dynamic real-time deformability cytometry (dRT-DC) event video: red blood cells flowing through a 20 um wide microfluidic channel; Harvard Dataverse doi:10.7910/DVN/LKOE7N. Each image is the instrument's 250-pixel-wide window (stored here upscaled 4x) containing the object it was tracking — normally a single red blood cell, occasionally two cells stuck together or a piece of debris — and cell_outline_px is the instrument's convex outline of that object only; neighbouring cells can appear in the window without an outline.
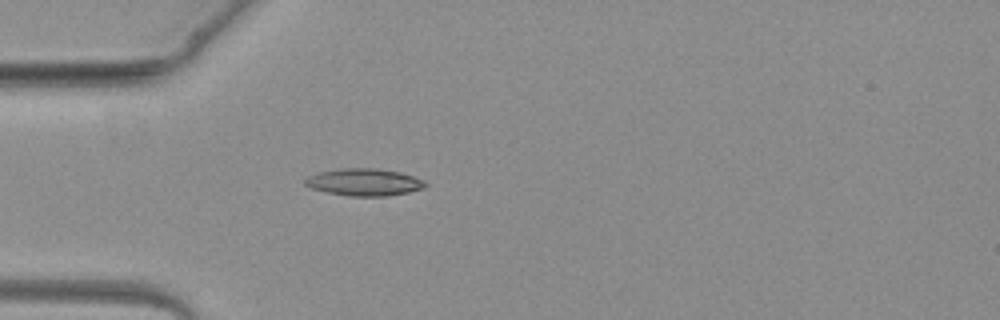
{"species": "common noctule bat (a hibernating species)", "species_latin": "Nyctalus noctula", "temperature_condition": "warm", "stored_images_in_passage": 1, "camera_frame_rate_fps": 3000, "um_per_image_px": 0.085, "animal": {"sex": "female", "body_mass_g": 19.3, "forearm_length_mm": 54.1}, "frame": {"image": 1, "passage_image": 1, "time_ms": 0.0, "image_size_px": [1000, 320], "cell_outline_px": [[428, 184], [424, 188], [408, 192], [388, 196], [348, 196], [328, 192], [312, 188], [304, 184], [304, 180], [308, 176], [320, 172], [340, 168], [376, 168], [400, 172], [424, 180]], "centroid_in_image_um": [30.97, 15.48], "position_along_channel_um": 54.0, "area_um2": 19.02}}